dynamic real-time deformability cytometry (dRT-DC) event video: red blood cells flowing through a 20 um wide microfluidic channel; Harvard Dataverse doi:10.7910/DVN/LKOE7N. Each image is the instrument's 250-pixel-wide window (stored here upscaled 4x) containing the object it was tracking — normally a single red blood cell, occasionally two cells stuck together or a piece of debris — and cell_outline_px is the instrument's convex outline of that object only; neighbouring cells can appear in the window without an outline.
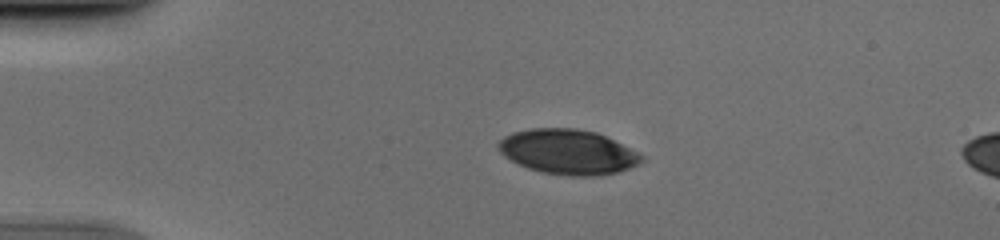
{"species": "human", "species_latin": "Homo sapiens", "temperature_condition": "cold", "stored_images_in_passage": 50, "camera_frame_rate_fps": 3000, "um_per_image_px": 0.085, "donor": {"sex": "male"}, "frame": {"image": 1, "passage_image": 10, "time_ms": 3.0, "image_size_px": [1000, 240], "cell_outline_px": [[644, 160], [640, 164], [616, 172], [596, 176], [572, 176], [544, 172], [528, 168], [504, 156], [496, 148], [496, 144], [504, 136], [512, 132], [532, 128], [576, 128], [596, 132], [640, 152], [644, 156]], "centroid_in_image_um": [48.29, 12.9], "position_along_channel_um": 36.7, "area_um2": 37.51}}
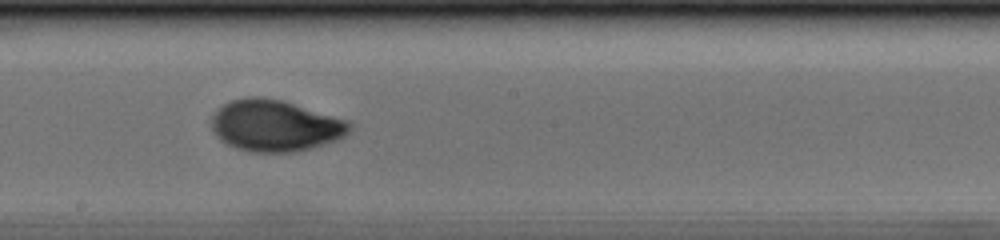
{"frame": {"image": 2, "passage_image": 28, "time_ms": 9.0, "image_size_px": [1000, 240], "cell_outline_px": [[352, 128], [344, 136], [336, 140], [308, 148], [292, 152], [252, 152], [236, 148], [220, 140], [216, 136], [212, 128], [212, 116], [224, 104], [232, 100], [244, 96], [260, 96], [284, 100], [348, 120], [352, 124]], "centroid_in_image_um": [23.39, 10.66], "position_along_channel_um": 224.8, "area_um2": 41.38}}
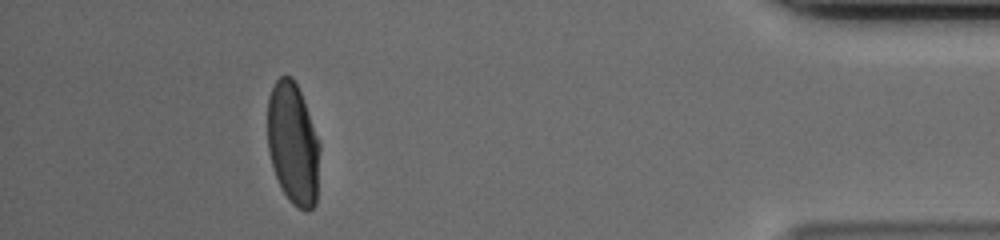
{"frame": {"image": 3, "passage_image": 46, "time_ms": 15.0, "image_size_px": [1000, 240], "cell_outline_px": [[320, 148], [316, 204], [308, 212], [304, 212], [292, 204], [288, 200], [280, 188], [268, 152], [268, 96], [276, 80], [280, 76], [292, 76], [304, 100], [320, 144]], "centroid_in_image_um": [24.91, 12.26], "position_along_channel_um": 410.3, "area_um2": 37.4}}